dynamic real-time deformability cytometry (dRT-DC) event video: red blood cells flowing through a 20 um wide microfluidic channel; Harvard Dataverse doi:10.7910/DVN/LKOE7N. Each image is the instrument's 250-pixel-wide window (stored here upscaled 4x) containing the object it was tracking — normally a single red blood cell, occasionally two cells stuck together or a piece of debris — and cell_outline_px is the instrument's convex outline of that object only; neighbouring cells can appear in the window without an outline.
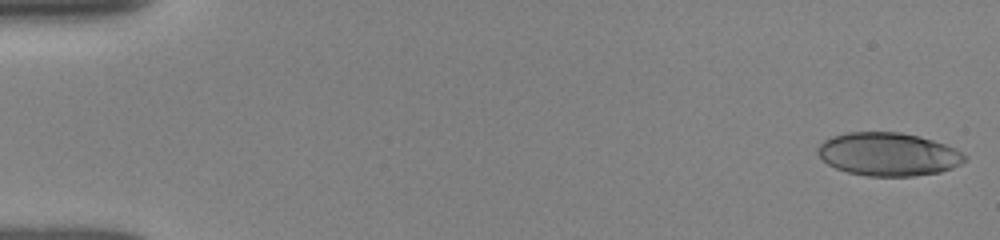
{"species": "human", "species_latin": "Homo sapiens", "temperature_condition": "room temperature", "stored_images_in_passage": 51, "camera_frame_rate_fps": 3000, "um_per_image_px": 0.085, "donor": {"sex": "female"}, "frame": {"image": 1, "passage_image": 1, "time_ms": 0.0, "image_size_px": [1000, 240], "cell_outline_px": [[968, 160], [952, 168], [940, 172], [912, 176], [868, 176], [848, 172], [836, 168], [828, 164], [816, 152], [816, 148], [824, 140], [832, 136], [848, 132], [900, 132], [920, 136], [944, 144], [968, 156]], "centroid_in_image_um": [75.5, 13.11], "position_along_channel_um": 9.5, "area_um2": 36.99}}
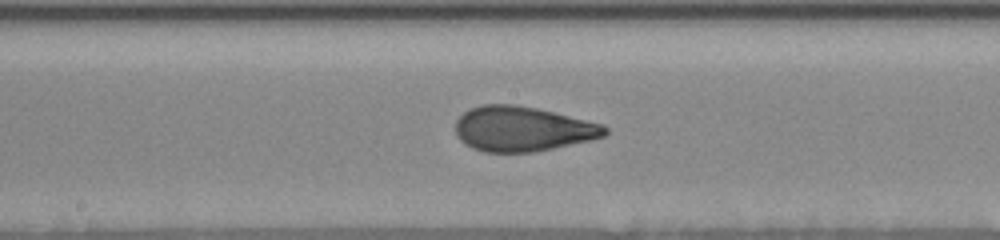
{"frame": {"image": 2, "passage_image": 27, "time_ms": 8.667, "image_size_px": [1000, 240], "cell_outline_px": [[608, 132], [604, 136], [588, 140], [552, 148], [532, 152], [484, 152], [472, 148], [464, 144], [456, 136], [456, 120], [464, 112], [472, 108], [484, 104], [512, 104], [536, 108], [604, 124], [608, 128]], "centroid_in_image_um": [44.39, 10.95], "position_along_channel_um": 203.8, "area_um2": 38.9}}
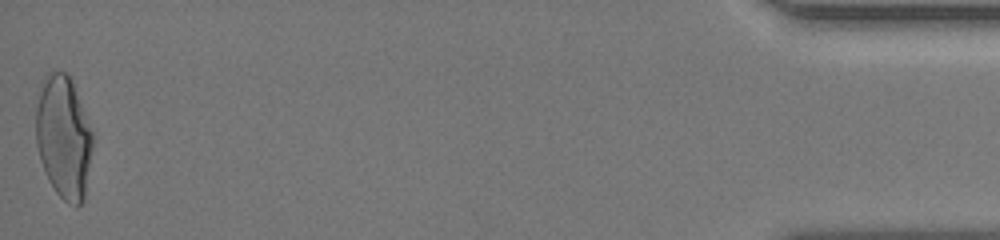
{"frame": {"image": 3, "passage_image": 51, "time_ms": 16.667, "image_size_px": [1000, 240], "cell_outline_px": [[92, 148], [84, 200], [76, 208], [68, 204], [56, 192], [48, 180], [40, 160], [36, 144], [36, 108], [44, 76], [48, 72], [64, 72], [72, 80], [92, 132]], "centroid_in_image_um": [5.4, 11.7], "position_along_channel_um": 429.8, "area_um2": 40.4}, "authors_computed_cell_mechanics": {"area_um2": 38.5526, "velocity_mm_per_s": 3.9048, "shape_relaxation_time_tau1_ms": 4.5638, "shape_relaxation_time_tau2_ms": 0.7622, "deformation_change_tau1": 0.1683, "deformation_change_tau2": 0.069}}